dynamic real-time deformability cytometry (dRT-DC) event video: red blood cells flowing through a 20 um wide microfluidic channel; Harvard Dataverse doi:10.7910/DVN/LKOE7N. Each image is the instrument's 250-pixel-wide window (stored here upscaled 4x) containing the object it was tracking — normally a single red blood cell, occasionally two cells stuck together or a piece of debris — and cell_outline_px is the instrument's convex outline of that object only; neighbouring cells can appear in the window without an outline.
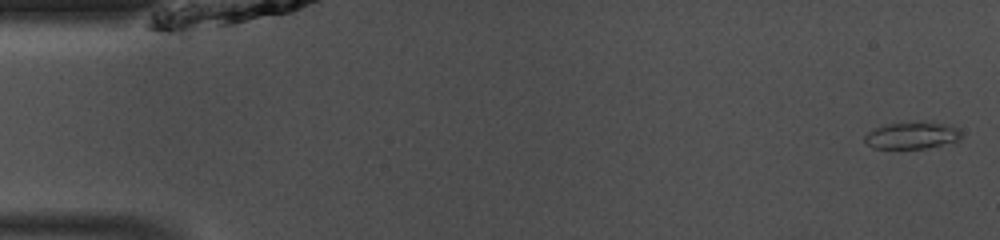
{"species": "common noctule bat (a hibernating species)", "species_latin": "Nyctalus noctula", "temperature_condition": "room temperature", "stored_images_in_passage": 48, "camera_frame_rate_fps": 3000, "um_per_image_px": 0.085, "animal": {"sex": "male", "body_mass_g": 13.0, "forearm_length_mm": 53.1}, "frame": {"image": 1, "passage_image": 1, "time_ms": 0.0, "image_size_px": [1000, 240], "cell_outline_px": [[960, 140], [924, 148], [872, 148], [864, 140], [864, 136], [868, 132], [884, 124], [916, 120], [932, 120], [952, 124], [960, 128]], "centroid_in_image_um": [77.57, 11.45], "position_along_channel_um": 7.4, "area_um2": 15.72}}
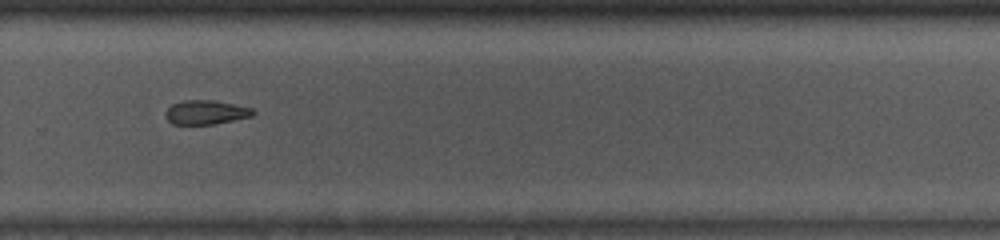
{"frame": {"image": 2, "passage_image": 32, "time_ms": 10.333, "image_size_px": [1000, 240], "cell_outline_px": [[256, 112], [252, 116], [216, 124], [172, 124], [164, 116], [164, 112], [172, 104], [184, 100], [212, 100], [252, 108]], "centroid_in_image_um": [17.48, 9.55], "position_along_channel_um": 312.3, "area_um2": 12.31}}
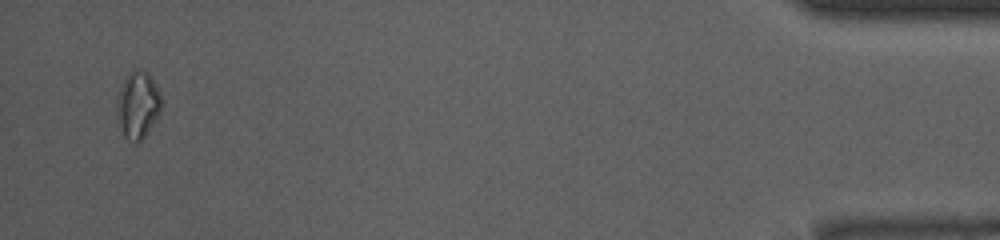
{"frame": {"image": 3, "passage_image": 46, "time_ms": 15.0, "image_size_px": [1000, 240], "cell_outline_px": [[160, 112], [144, 136], [140, 140], [136, 140], [124, 136], [116, 104], [116, 96], [124, 76], [128, 72], [140, 68], [148, 72], [152, 76], [160, 92]], "centroid_in_image_um": [11.71, 8.79], "position_along_channel_um": 423.5, "area_um2": 17.05}, "authors_computed_cell_mechanics": {"area_um2": 14.0743, "velocity_mm_per_s": 4.1211, "shape_relaxation_time_tau1_ms": null, "shape_relaxation_time_tau2_ms": 7.7278, "deformation_change_tau1": null, "deformation_change_tau2": 0.1592}}